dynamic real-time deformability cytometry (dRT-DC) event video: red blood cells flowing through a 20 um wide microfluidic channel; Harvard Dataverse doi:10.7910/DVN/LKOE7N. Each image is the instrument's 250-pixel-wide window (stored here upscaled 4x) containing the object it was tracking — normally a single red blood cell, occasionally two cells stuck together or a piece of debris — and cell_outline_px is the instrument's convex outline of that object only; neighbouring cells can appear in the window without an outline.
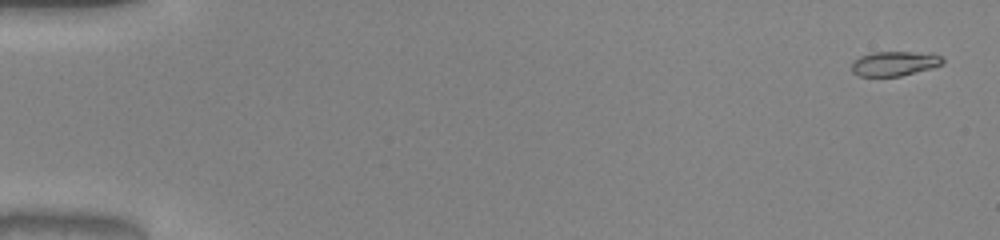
{"species": "common noctule bat (a hibernating species)", "species_latin": "Nyctalus noctula", "temperature_condition": "warm", "stored_images_in_passage": 52, "camera_frame_rate_fps": 3000, "um_per_image_px": 0.085, "animal": {"sex": "male", "body_mass_g": 20.0, "forearm_length_mm": 53.3}, "frame": {"image": 1, "passage_image": 2, "time_ms": 0.333, "image_size_px": [1000, 240], "cell_outline_px": [[944, 64], [932, 68], [900, 76], [860, 76], [852, 72], [852, 60], [860, 56], [872, 52], [932, 52], [940, 56], [944, 60]], "centroid_in_image_um": [76.05, 5.39], "position_along_channel_um": 8.9, "area_um2": 13.24}}
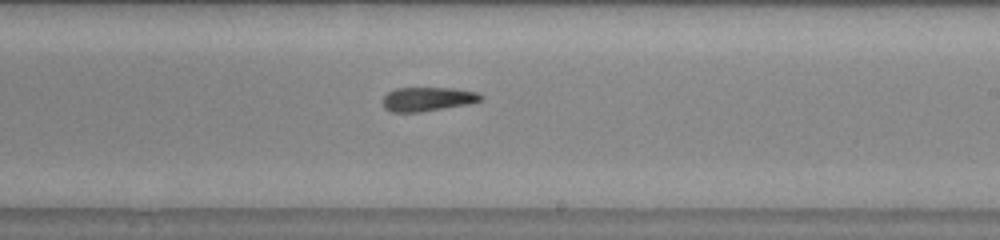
{"frame": {"image": 2, "passage_image": 32, "time_ms": 10.333, "image_size_px": [1000, 240], "cell_outline_px": [[484, 100], [468, 104], [420, 112], [392, 112], [384, 108], [384, 96], [388, 92], [396, 88], [456, 88], [480, 92], [484, 96]], "centroid_in_image_um": [36.42, 8.41], "position_along_channel_um": 252.6, "area_um2": 13.87}}
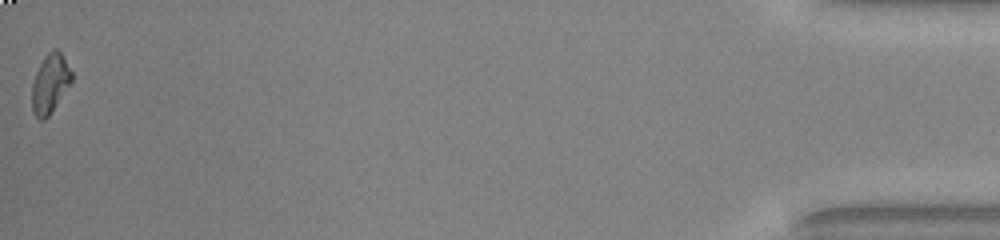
{"frame": {"image": 3, "passage_image": 52, "time_ms": 17.0, "image_size_px": [1000, 240], "cell_outline_px": [[72, 80], [48, 116], [44, 120], [40, 120], [36, 116], [32, 108], [32, 84], [36, 72], [44, 56], [52, 48], [56, 48], [60, 52], [72, 72]], "centroid_in_image_um": [4.24, 7.07], "position_along_channel_um": 431.0, "area_um2": 13.35}, "authors_computed_cell_mechanics": {"area_um2": 14.0454, "velocity_mm_per_s": 4.0675, "shape_relaxation_time_tau1_ms": 9.891, "shape_relaxation_time_tau2_ms": 1.9937, "deformation_change_tau1": 0.2892, "deformation_change_tau2": 0.0889}}